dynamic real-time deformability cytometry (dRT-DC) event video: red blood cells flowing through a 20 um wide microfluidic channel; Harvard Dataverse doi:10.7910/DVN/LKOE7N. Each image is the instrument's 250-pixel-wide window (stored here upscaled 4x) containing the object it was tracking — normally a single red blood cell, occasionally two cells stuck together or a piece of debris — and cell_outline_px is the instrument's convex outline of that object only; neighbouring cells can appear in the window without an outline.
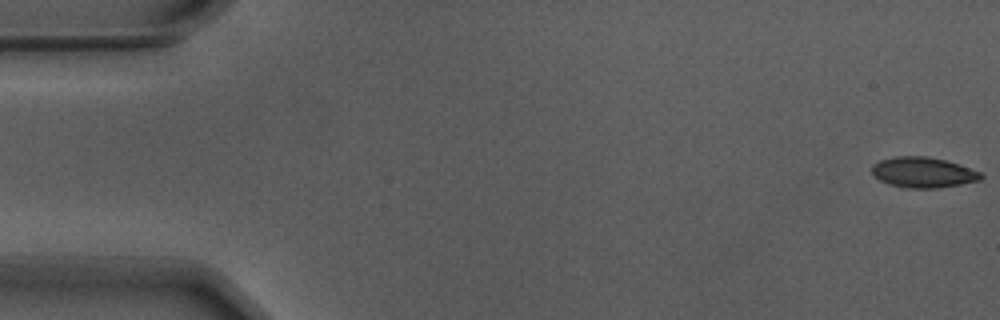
{"species": "Egyptian fruit bat (a non-hibernating species)", "species_latin": "Rousettus aegyptiacus", "temperature_condition": "warm", "stored_images_in_passage": 46, "camera_frame_rate_fps": 3000, "um_per_image_px": 0.085, "animal": {"sex": "male"}, "frame": {"image": 1, "passage_image": 1, "time_ms": 0.0, "image_size_px": [1000, 320], "cell_outline_px": [[984, 176], [980, 180], [960, 184], [936, 188], [912, 188], [888, 184], [880, 180], [872, 172], [872, 164], [880, 160], [896, 156], [928, 156], [944, 160], [980, 172]], "centroid_in_image_um": [78.44, 14.65], "position_along_channel_um": 6.6, "area_um2": 19.07}}
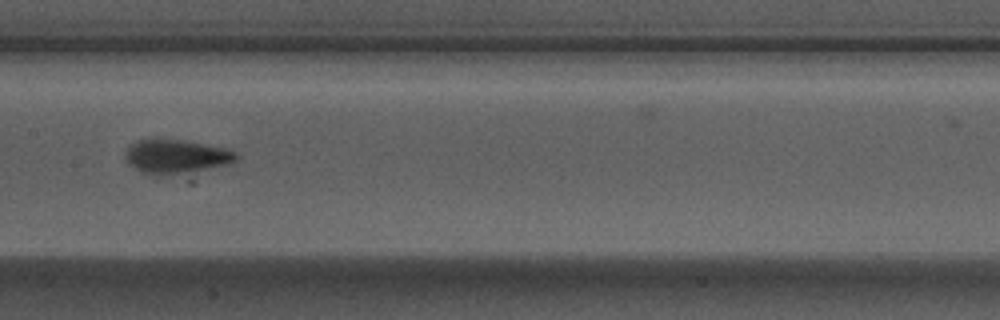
{"frame": {"image": 2, "passage_image": 28, "time_ms": 9.0, "image_size_px": [1000, 320], "cell_outline_px": [[240, 156], [236, 160], [228, 164], [156, 176], [140, 172], [128, 164], [124, 160], [124, 156], [128, 148], [136, 140], [180, 140], [224, 148], [236, 152]], "centroid_in_image_um": [14.91, 13.3], "position_along_channel_um": 192.5, "area_um2": 21.27}}
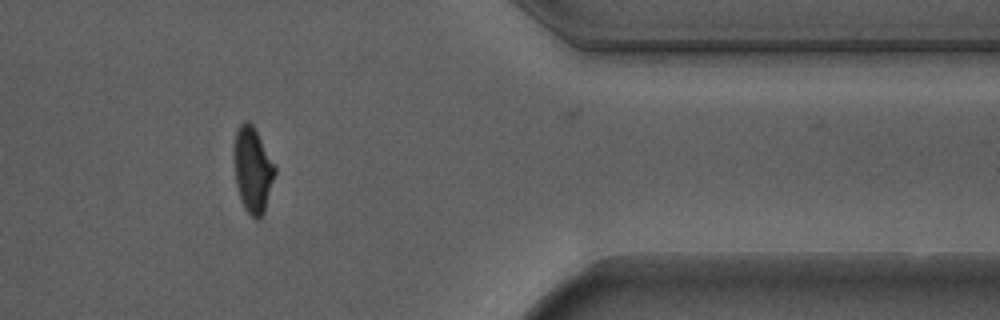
{"frame": {"image": 3, "passage_image": 46, "time_ms": 15.0, "image_size_px": [1000, 320], "cell_outline_px": [[276, 172], [264, 212], [260, 220], [256, 220], [244, 208], [240, 200], [236, 184], [232, 152], [232, 148], [236, 132], [240, 124], [244, 120], [248, 120], [252, 124], [276, 164]], "centroid_in_image_um": [21.47, 14.42], "position_along_channel_um": 389.9, "area_um2": 20.87}, "authors_computed_cell_mechanics": {"area_um2": 20.808, "velocity_mm_per_s": 3.7004, "shape_relaxation_time_tau1_ms": 3.8336, "shape_relaxation_time_tau2_ms": 0.945, "deformation_change_tau1": 0.1651, "deformation_change_tau2": 0.0628}}